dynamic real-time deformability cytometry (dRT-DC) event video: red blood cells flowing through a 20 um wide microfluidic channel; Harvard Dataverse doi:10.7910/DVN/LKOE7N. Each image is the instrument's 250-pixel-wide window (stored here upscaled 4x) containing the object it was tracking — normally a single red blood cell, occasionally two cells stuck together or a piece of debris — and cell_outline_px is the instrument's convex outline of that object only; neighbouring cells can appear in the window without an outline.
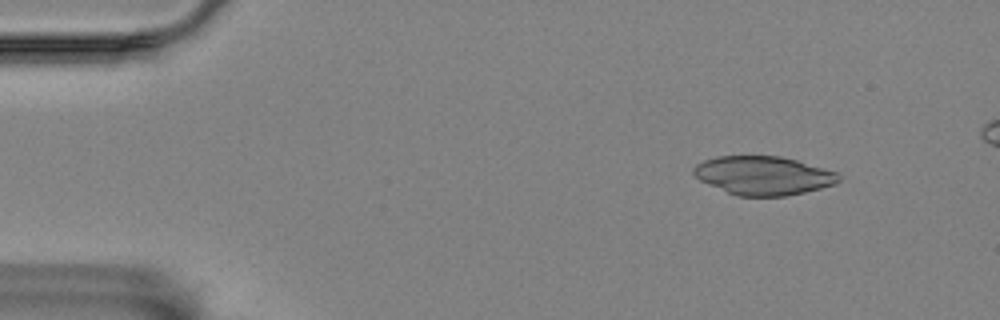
{"species": "Egyptian fruit bat (a non-hibernating species)", "species_latin": "Rousettus aegyptiacus", "temperature_condition": "room temperature", "stored_images_in_passage": 6, "camera_frame_rate_fps": 3000, "um_per_image_px": 0.085, "animal": {"sex": "female"}, "frame": {"image": 1, "passage_image": 2, "time_ms": 1.333, "image_size_px": [1000, 320], "cell_outline_px": [[840, 180], [836, 184], [788, 196], [736, 196], [708, 184], [700, 180], [692, 172], [692, 168], [696, 164], [704, 160], [716, 156], [780, 156], [796, 160], [836, 172], [840, 176]], "centroid_in_image_um": [64.86, 14.92], "position_along_channel_um": 20.1, "area_um2": 32.66}}